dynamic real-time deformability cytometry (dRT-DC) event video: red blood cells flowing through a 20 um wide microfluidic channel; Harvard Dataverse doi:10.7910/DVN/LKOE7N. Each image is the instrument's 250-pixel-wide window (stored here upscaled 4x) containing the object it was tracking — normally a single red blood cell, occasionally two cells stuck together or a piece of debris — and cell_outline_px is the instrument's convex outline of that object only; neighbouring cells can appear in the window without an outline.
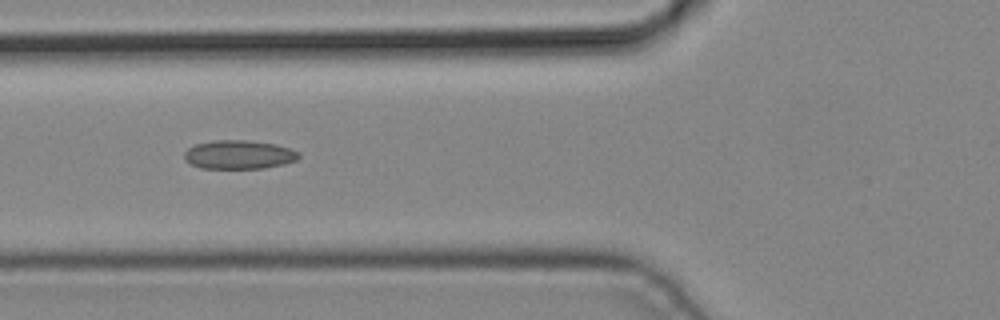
{"species": "common noctule bat (a hibernating species)", "species_latin": "Nyctalus noctula", "temperature_condition": "cold", "stored_images_in_passage": 2, "camera_frame_rate_fps": 3000, "um_per_image_px": 0.085, "animal": {"sex": "male", "body_mass_g": 19.2, "forearm_length_mm": 51.8}, "frame": {"image": 1, "passage_image": 2, "time_ms": 0.333, "image_size_px": [1000, 320], "cell_outline_px": [[300, 156], [296, 160], [284, 164], [264, 168], [200, 168], [184, 160], [184, 152], [188, 148], [196, 144], [212, 140], [248, 140], [276, 144], [300, 152]], "centroid_in_image_um": [20.3, 13.14], "position_along_channel_um": 105.5, "area_um2": 19.25}}